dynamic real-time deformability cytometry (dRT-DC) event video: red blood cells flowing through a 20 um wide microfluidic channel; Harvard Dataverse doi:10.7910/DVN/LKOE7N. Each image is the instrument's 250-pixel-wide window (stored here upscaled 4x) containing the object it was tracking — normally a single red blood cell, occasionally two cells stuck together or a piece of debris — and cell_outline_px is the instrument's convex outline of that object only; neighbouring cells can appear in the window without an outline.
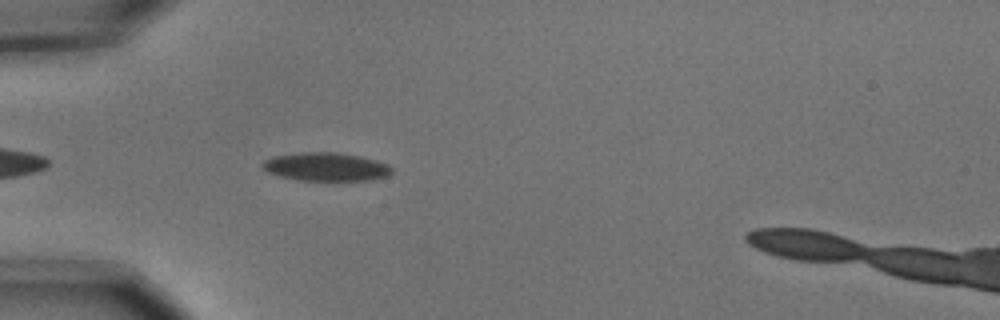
{"species": "common noctule bat (a hibernating species)", "species_latin": "Nyctalus noctula", "temperature_condition": "cold", "stored_images_in_passage": 6, "camera_frame_rate_fps": 3000, "um_per_image_px": 0.085, "animal": {"sex": "male", "body_mass_g": 15.6}, "frame": {"image": 1, "passage_image": 5, "time_ms": 1.333, "image_size_px": [1000, 320], "cell_outline_px": [[392, 172], [388, 176], [368, 180], [300, 180], [280, 176], [268, 172], [260, 164], [264, 160], [272, 156], [300, 152], [336, 152], [360, 156], [376, 160], [388, 164], [392, 168]], "centroid_in_image_um": [27.7, 14.16], "position_along_channel_um": 57.3, "area_um2": 21.39}}